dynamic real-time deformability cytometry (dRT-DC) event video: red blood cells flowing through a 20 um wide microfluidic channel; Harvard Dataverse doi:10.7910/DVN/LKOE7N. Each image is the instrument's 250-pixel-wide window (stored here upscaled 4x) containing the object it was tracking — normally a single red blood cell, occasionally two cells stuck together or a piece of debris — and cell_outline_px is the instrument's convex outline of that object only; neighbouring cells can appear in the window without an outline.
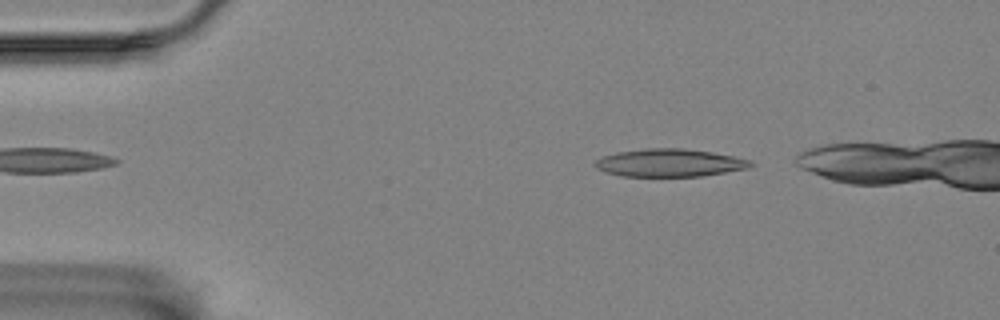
{"species": "Egyptian fruit bat (a non-hibernating species)", "species_latin": "Rousettus aegyptiacus", "temperature_condition": "room temperature", "stored_images_in_passage": 46, "camera_frame_rate_fps": 3000, "um_per_image_px": 0.085, "animal": {"sex": "female"}, "frame": {"image": 1, "passage_image": 4, "time_ms": 1.0, "image_size_px": [1000, 320], "cell_outline_px": [[756, 164], [748, 168], [700, 176], [620, 176], [604, 172], [596, 168], [592, 164], [596, 160], [604, 156], [616, 152], [644, 148], [684, 148], [712, 152], [752, 160]], "centroid_in_image_um": [56.89, 13.83], "position_along_channel_um": 28.1, "area_um2": 25.32}}
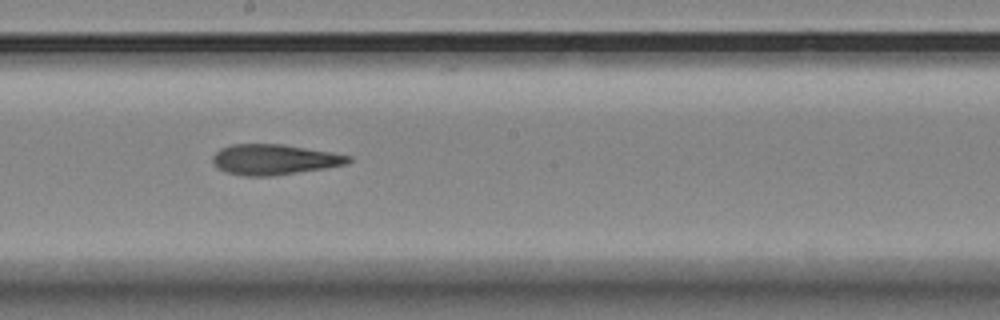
{"frame": {"image": 2, "passage_image": 26, "time_ms": 8.333, "image_size_px": [1000, 320], "cell_outline_px": [[352, 160], [344, 164], [324, 168], [272, 176], [244, 176], [224, 172], [216, 168], [212, 160], [212, 156], [220, 148], [232, 144], [280, 144], [332, 152], [352, 156]], "centroid_in_image_um": [23.25, 13.56], "position_along_channel_um": 224.9, "area_um2": 24.04}}
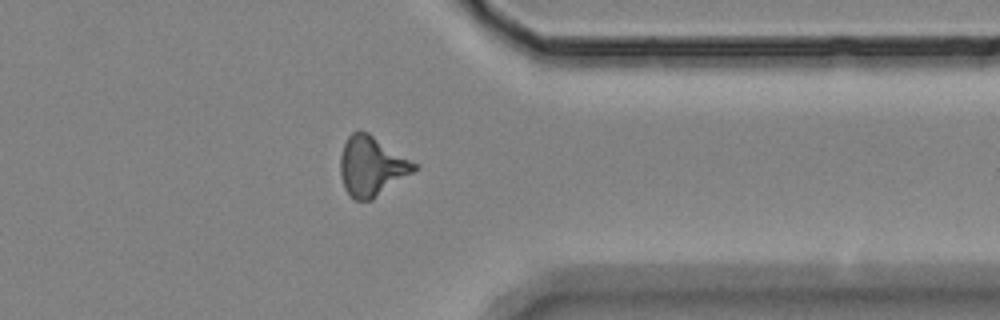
{"frame": {"image": 3, "passage_image": 40, "time_ms": 13.0, "image_size_px": [1000, 320], "cell_outline_px": [[420, 164], [412, 172], [372, 200], [356, 200], [344, 188], [340, 176], [340, 156], [344, 144], [348, 136], [352, 132], [360, 128], [368, 132]], "centroid_in_image_um": [31.58, 14.08], "position_along_channel_um": 379.8, "area_um2": 25.78}, "authors_computed_cell_mechanics": {"area_um2": 24.4494, "velocity_mm_per_s": 3.4502, "shape_relaxation_time_tau1_ms": null, "shape_relaxation_time_tau2_ms": 4.0763, "deformation_change_tau1": null, "deformation_change_tau2": 0.1506}}